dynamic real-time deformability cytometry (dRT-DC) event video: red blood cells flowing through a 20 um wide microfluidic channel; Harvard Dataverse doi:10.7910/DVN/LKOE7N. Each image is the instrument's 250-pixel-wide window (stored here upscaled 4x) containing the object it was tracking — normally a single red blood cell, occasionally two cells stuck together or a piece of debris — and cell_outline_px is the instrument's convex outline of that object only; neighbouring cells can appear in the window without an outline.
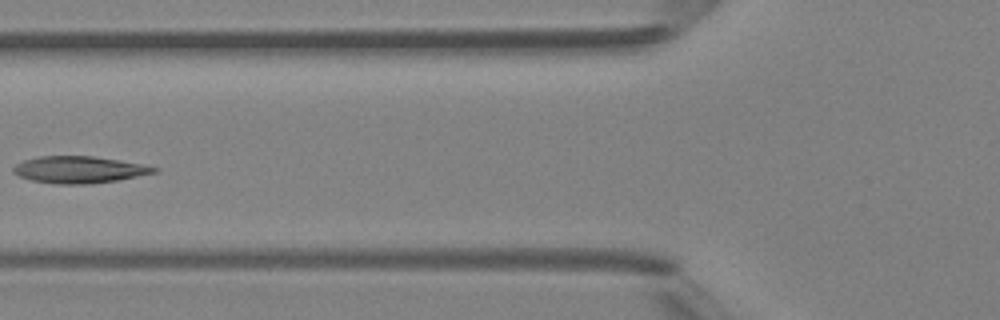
{"species": "Egyptian fruit bat (a non-hibernating species)", "species_latin": "Rousettus aegyptiacus", "temperature_condition": "room temperature", "stored_images_in_passage": 5, "camera_frame_rate_fps": 3000, "um_per_image_px": 0.085, "animal": {"sex": "female"}, "frame": {"image": 1, "passage_image": 5, "time_ms": 5.667, "image_size_px": [1000, 320], "cell_outline_px": [[160, 168], [156, 172], [116, 180], [88, 184], [52, 184], [32, 180], [20, 176], [12, 172], [12, 168], [16, 164], [24, 160], [40, 156], [92, 156], [140, 164]], "centroid_in_image_um": [6.67, 14.42], "position_along_channel_um": 119.1, "area_um2": 21.73}}